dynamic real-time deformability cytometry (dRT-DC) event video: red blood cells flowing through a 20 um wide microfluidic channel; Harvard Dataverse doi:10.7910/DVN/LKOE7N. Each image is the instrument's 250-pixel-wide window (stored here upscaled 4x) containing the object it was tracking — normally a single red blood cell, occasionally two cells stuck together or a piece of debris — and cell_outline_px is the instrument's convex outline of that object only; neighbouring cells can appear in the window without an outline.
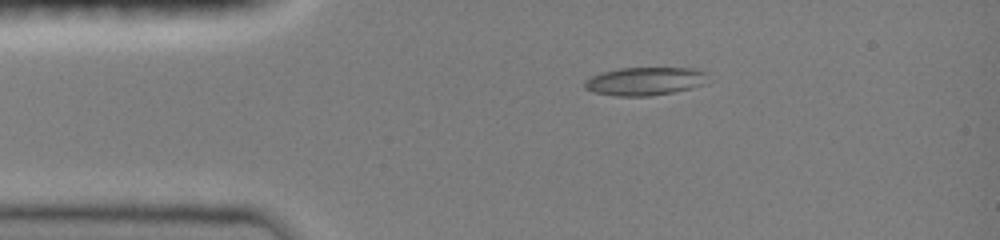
{"species": "common noctule bat (a hibernating species)", "species_latin": "Nyctalus noctula", "temperature_condition": "room temperature", "stored_images_in_passage": 10, "camera_frame_rate_fps": 3000, "um_per_image_px": 0.085, "animal": {"sex": "female", "body_mass_g": 19.0, "forearm_length_mm": 51.5}, "frame": {"image": 1, "passage_image": 3, "time_ms": 2.0, "image_size_px": [1000, 240], "cell_outline_px": [[716, 80], [708, 84], [692, 88], [672, 92], [648, 96], [616, 96], [592, 92], [584, 88], [584, 80], [600, 72], [620, 68], [696, 68], [708, 72]], "centroid_in_image_um": [54.95, 6.89], "position_along_channel_um": 30.1, "area_um2": 20.98}}
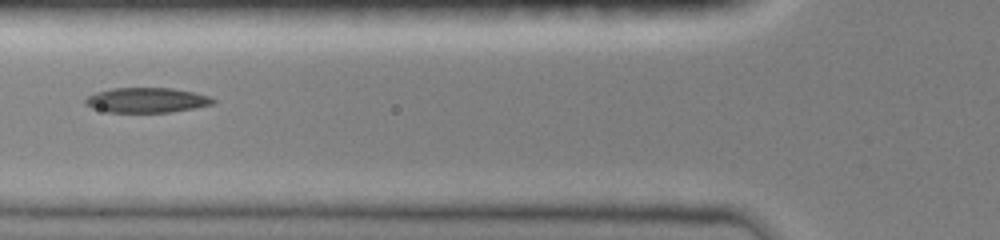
{"frame": {"image": 2, "passage_image": 6, "time_ms": 5.0, "image_size_px": [1000, 240], "cell_outline_px": [[216, 100], [212, 104], [192, 108], [168, 112], [108, 112], [92, 108], [84, 104], [84, 100], [88, 96], [96, 92], [112, 88], [172, 88], [192, 92], [208, 96]], "centroid_in_image_um": [12.41, 8.51], "position_along_channel_um": 113.4, "area_um2": 18.38}}
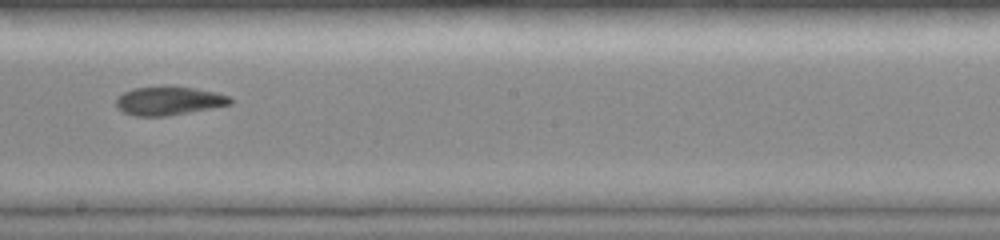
{"frame": {"image": 3, "passage_image": 9, "time_ms": 8.0, "image_size_px": [1000, 240], "cell_outline_px": [[232, 104], [168, 116], [136, 116], [124, 112], [116, 108], [116, 100], [124, 92], [132, 88], [164, 84], [192, 88], [216, 92], [228, 96], [232, 100]], "centroid_in_image_um": [14.32, 8.54], "position_along_channel_um": 233.9, "area_um2": 19.31}}